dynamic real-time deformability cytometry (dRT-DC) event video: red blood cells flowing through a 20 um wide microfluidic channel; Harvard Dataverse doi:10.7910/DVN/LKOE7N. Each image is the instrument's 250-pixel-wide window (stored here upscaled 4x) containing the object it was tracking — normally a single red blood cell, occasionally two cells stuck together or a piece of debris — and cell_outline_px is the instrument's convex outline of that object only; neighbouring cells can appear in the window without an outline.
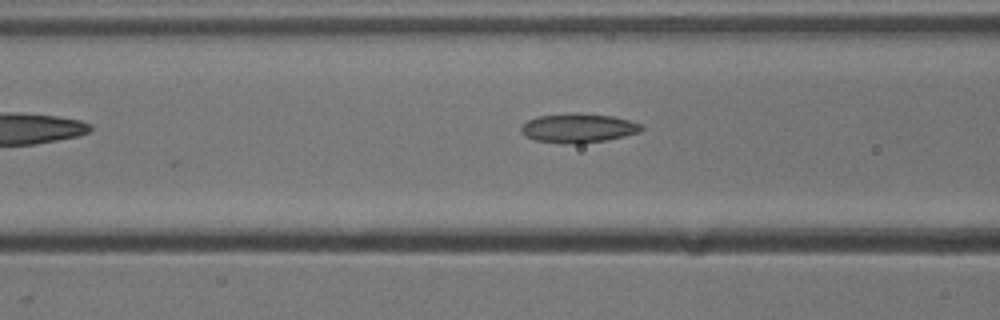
{"species": "common noctule bat (a hibernating species)", "species_latin": "Nyctalus noctula", "temperature_condition": "cold", "stored_images_in_passage": 10, "camera_frame_rate_fps": 3000, "um_per_image_px": 0.085, "animal": {"sex": "male", "body_mass_g": 13.3}, "frame": {"image": 1, "passage_image": 5, "time_ms": 1.333, "image_size_px": [1000, 320], "cell_outline_px": [[644, 128], [640, 132], [624, 136], [604, 140], [576, 144], [564, 144], [536, 140], [520, 132], [520, 128], [528, 120], [536, 116], [568, 112], [576, 112], [612, 116], [644, 124]], "centroid_in_image_um": [49.16, 10.87], "position_along_channel_um": 117.4, "area_um2": 20.63}}